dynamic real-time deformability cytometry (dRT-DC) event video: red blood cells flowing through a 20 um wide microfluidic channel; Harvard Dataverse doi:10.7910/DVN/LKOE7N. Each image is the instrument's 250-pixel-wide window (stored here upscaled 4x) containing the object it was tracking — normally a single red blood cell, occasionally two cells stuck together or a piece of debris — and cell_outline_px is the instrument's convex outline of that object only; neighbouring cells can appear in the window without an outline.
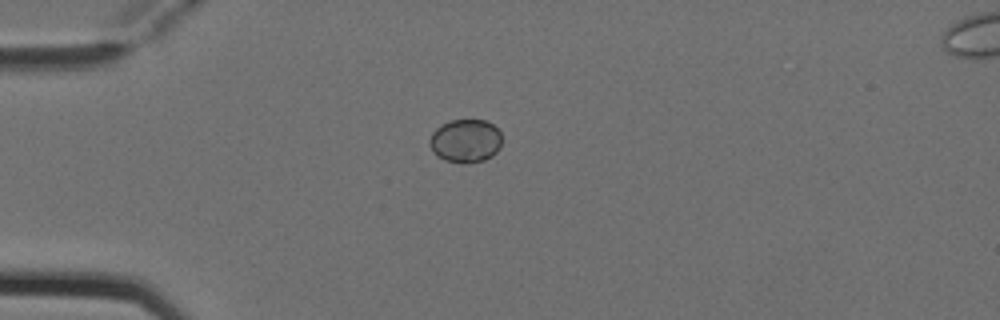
{"species": "Egyptian fruit bat (a non-hibernating species)", "species_latin": "Rousettus aegyptiacus", "temperature_condition": "cold", "stored_images_in_passage": 4, "camera_frame_rate_fps": 3000, "um_per_image_px": 0.085, "animal": {"sex": "female"}, "frame": {"image": 1, "passage_image": 1, "time_ms": 0.0, "image_size_px": [1000, 320], "cell_outline_px": [[500, 148], [492, 156], [484, 160], [464, 164], [460, 164], [444, 160], [432, 152], [428, 144], [428, 140], [432, 132], [440, 124], [452, 120], [484, 120], [492, 124], [500, 132]], "centroid_in_image_um": [39.52, 11.99], "position_along_channel_um": 45.5, "area_um2": 18.5}}
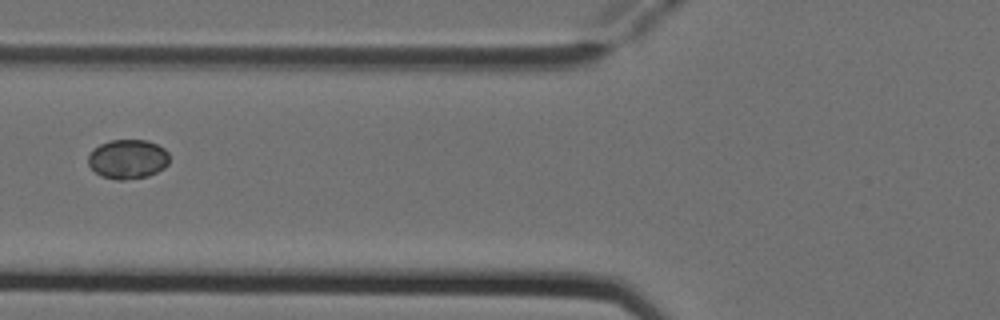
{"frame": {"image": 2, "passage_image": 3, "time_ms": 0.667, "image_size_px": [1000, 320], "cell_outline_px": [[168, 164], [164, 168], [148, 176], [124, 180], [116, 180], [100, 176], [88, 164], [88, 156], [92, 148], [100, 144], [112, 140], [148, 140], [164, 148], [168, 152]], "centroid_in_image_um": [10.85, 13.52], "position_along_channel_um": 115.0, "area_um2": 18.73}}
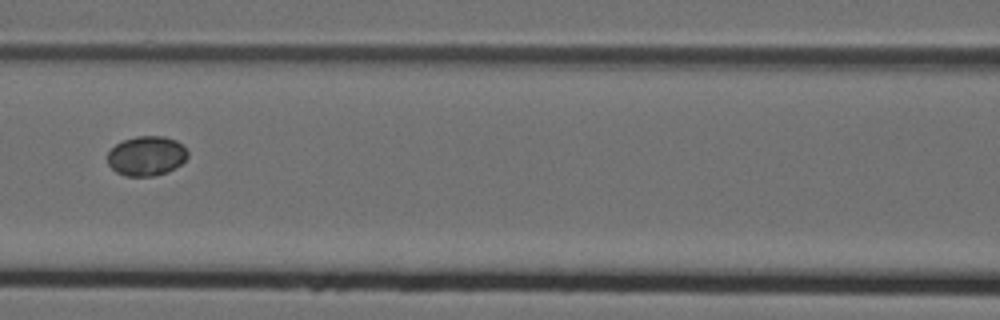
{"frame": {"image": 3, "passage_image": 4, "time_ms": 1.0, "image_size_px": [1000, 320], "cell_outline_px": [[188, 156], [176, 168], [168, 172], [156, 176], [124, 176], [116, 172], [108, 164], [108, 152], [116, 144], [124, 140], [136, 136], [164, 136], [176, 140], [188, 152]], "centroid_in_image_um": [12.45, 13.26], "position_along_channel_um": 154.2, "area_um2": 18.55}}